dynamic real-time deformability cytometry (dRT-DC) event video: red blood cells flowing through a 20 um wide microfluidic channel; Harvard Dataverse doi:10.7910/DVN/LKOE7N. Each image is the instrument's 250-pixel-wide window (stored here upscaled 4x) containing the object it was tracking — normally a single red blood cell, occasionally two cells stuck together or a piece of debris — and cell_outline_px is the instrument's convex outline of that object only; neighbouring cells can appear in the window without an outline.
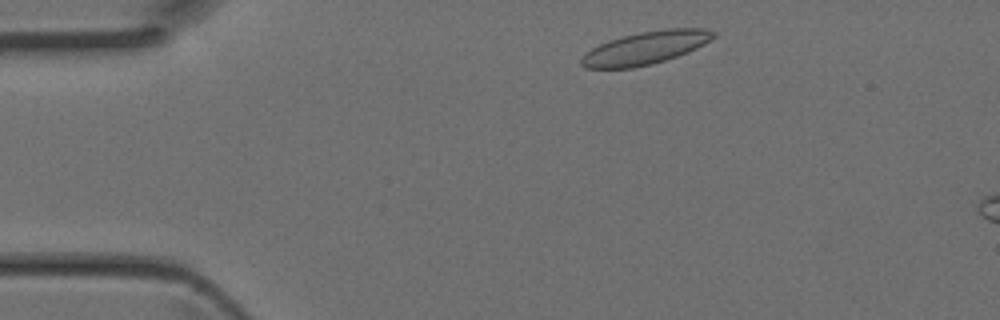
{"species": "Egyptian fruit bat (a non-hibernating species)", "species_latin": "Rousettus aegyptiacus", "temperature_condition": "room temperature", "stored_images_in_passage": 8, "camera_frame_rate_fps": 3000, "um_per_image_px": 0.085, "animal": {"sex": "female"}, "frame": {"image": 1, "passage_image": 3, "time_ms": 0.667, "image_size_px": [1000, 320], "cell_outline_px": [[716, 36], [704, 44], [696, 48], [676, 56], [652, 64], [632, 68], [584, 68], [580, 64], [580, 60], [592, 48], [608, 40], [640, 32], [668, 28], [704, 28], [716, 32]], "centroid_in_image_um": [54.88, 4.07], "position_along_channel_um": 30.1, "area_um2": 25.03}}